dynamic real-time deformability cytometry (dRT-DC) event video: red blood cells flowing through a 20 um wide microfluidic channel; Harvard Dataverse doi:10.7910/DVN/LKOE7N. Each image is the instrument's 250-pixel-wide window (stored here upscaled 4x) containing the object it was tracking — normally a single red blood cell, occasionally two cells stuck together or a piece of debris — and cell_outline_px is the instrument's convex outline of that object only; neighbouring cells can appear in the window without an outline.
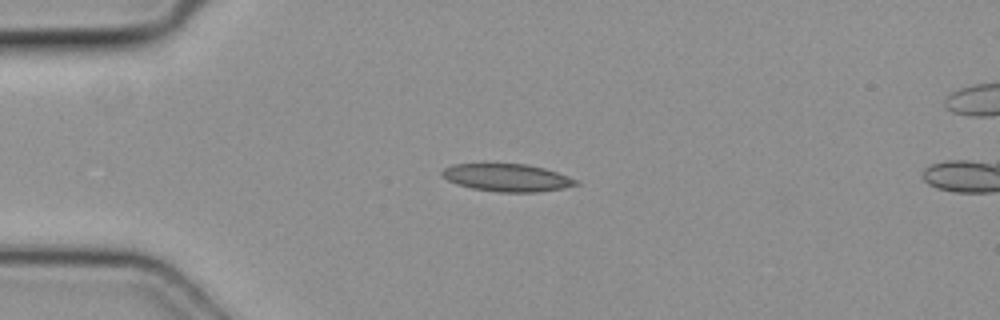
{"species": "common noctule bat (a hibernating species)", "species_latin": "Nyctalus noctula", "temperature_condition": "cold", "stored_images_in_passage": 5, "camera_frame_rate_fps": 3000, "um_per_image_px": 0.085, "animal": {"sex": "female", "body_mass_g": 19.3, "forearm_length_mm": 54.1}, "frame": {"image": 1, "passage_image": 3, "time_ms": 0.667, "image_size_px": [1000, 320], "cell_outline_px": [[580, 184], [564, 188], [540, 192], [496, 192], [472, 188], [456, 184], [440, 176], [440, 172], [444, 168], [452, 164], [528, 164], [544, 168], [580, 180]], "centroid_in_image_um": [43.11, 15.1], "position_along_channel_um": 41.9, "area_um2": 21.73}}
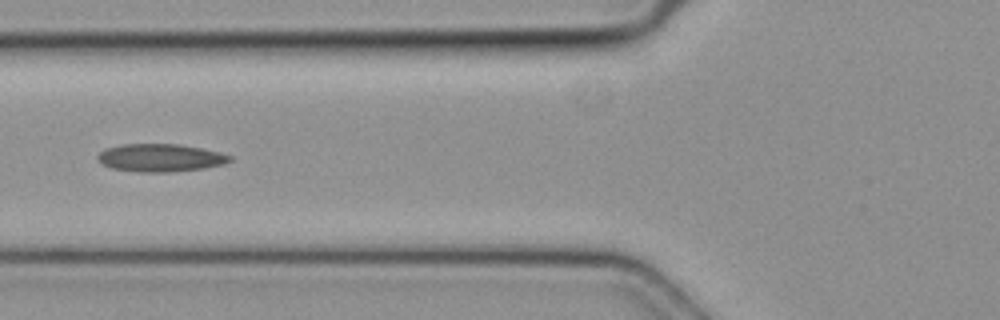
{"frame": {"image": 2, "passage_image": 5, "time_ms": 1.333, "image_size_px": [1000, 320], "cell_outline_px": [[232, 160], [224, 164], [204, 168], [168, 172], [136, 172], [112, 168], [100, 164], [96, 160], [96, 156], [104, 148], [124, 144], [176, 144], [200, 148], [220, 152], [232, 156]], "centroid_in_image_um": [13.58, 13.41], "position_along_channel_um": 112.2, "area_um2": 21.56}}